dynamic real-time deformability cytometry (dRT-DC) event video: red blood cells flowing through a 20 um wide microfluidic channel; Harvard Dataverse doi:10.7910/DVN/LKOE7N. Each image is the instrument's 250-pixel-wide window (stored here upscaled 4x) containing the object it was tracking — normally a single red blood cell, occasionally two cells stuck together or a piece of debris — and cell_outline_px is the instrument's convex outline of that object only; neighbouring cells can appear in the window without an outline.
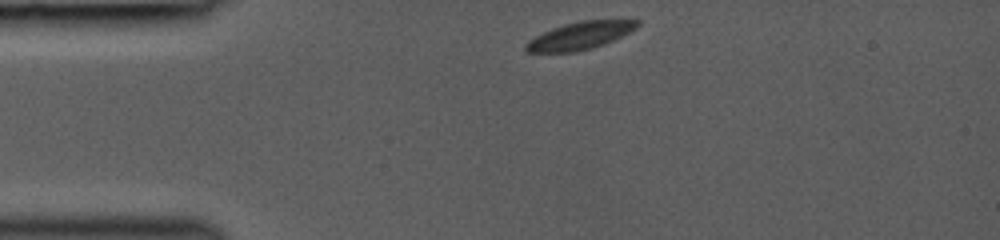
{"species": "common noctule bat (a hibernating species)", "species_latin": "Nyctalus noctula", "temperature_condition": "room temperature", "stored_images_in_passage": 27, "camera_frame_rate_fps": 3000, "um_per_image_px": 0.085, "animal": {"sex": "female", "body_mass_g": 19.0, "forearm_length_mm": 53.3}, "frame": {"image": 1, "passage_image": 1, "time_ms": 0.0, "image_size_px": [1000, 240], "cell_outline_px": [[640, 24], [636, 28], [604, 44], [592, 48], [576, 52], [524, 52], [524, 44], [528, 40], [552, 28], [564, 24], [580, 20], [640, 20]], "centroid_in_image_um": [49.26, 3.03], "position_along_channel_um": 35.7, "area_um2": 17.8}}
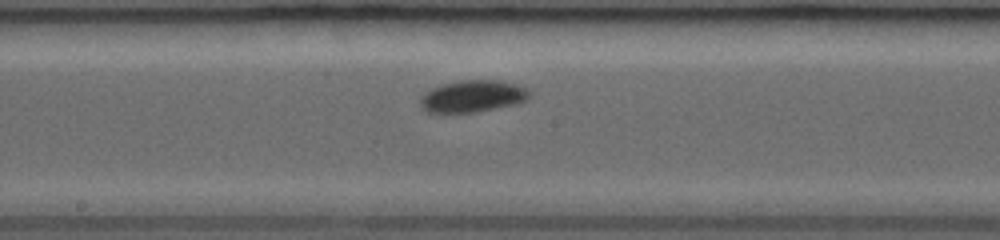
{"frame": {"image": 2, "passage_image": 16, "time_ms": 5.0, "image_size_px": [1000, 240], "cell_outline_px": [[532, 96], [516, 104], [476, 112], [428, 112], [420, 108], [420, 96], [424, 92], [440, 84], [460, 80], [500, 80], [516, 84], [524, 88]], "centroid_in_image_um": [40.13, 8.17], "position_along_channel_um": 208.1, "area_um2": 20.35}}
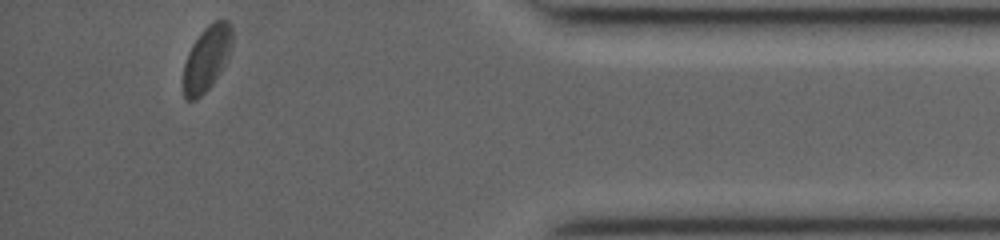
{"frame": {"image": 3, "passage_image": 27, "time_ms": 10.667, "image_size_px": [1000, 240], "cell_outline_px": [[232, 40], [228, 56], [220, 72], [212, 84], [196, 100], [188, 100], [184, 96], [184, 64], [188, 52], [192, 44], [204, 28], [208, 24], [216, 20], [228, 20], [232, 28]], "centroid_in_image_um": [17.57, 4.94], "position_along_channel_um": 417.6, "area_um2": 18.21}}